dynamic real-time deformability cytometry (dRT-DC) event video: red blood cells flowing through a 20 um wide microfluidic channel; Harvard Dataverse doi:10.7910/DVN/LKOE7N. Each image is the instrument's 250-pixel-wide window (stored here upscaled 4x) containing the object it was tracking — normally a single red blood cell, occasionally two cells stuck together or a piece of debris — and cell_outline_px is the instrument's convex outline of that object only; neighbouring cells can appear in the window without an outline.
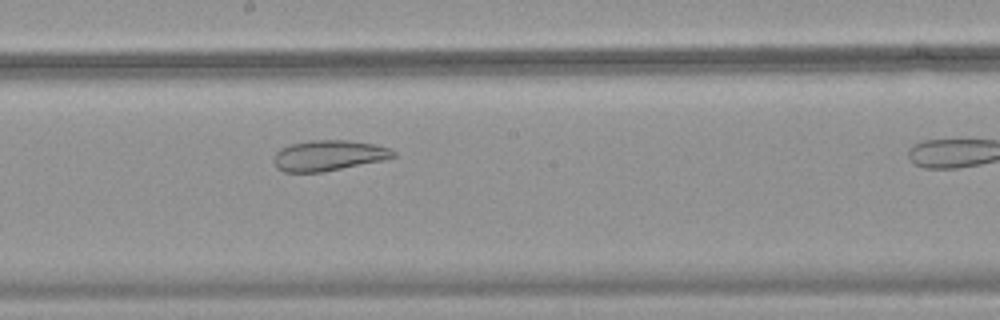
{"species": "common noctule bat (a hibernating species)", "species_latin": "Nyctalus noctula", "temperature_condition": "warm", "stored_images_in_passage": 16, "camera_frame_rate_fps": 3000, "um_per_image_px": 0.085, "animal": {"sex": "female", "body_mass_g": 18.4}, "frame": {"image": 1, "passage_image": 12, "time_ms": 3.667, "image_size_px": [1000, 320], "cell_outline_px": [[396, 156], [384, 160], [324, 172], [284, 172], [276, 168], [272, 160], [272, 156], [280, 148], [288, 144], [312, 140], [348, 140], [376, 144], [388, 148], [396, 152]], "centroid_in_image_um": [27.89, 13.22], "position_along_channel_um": 220.3, "area_um2": 21.62}}